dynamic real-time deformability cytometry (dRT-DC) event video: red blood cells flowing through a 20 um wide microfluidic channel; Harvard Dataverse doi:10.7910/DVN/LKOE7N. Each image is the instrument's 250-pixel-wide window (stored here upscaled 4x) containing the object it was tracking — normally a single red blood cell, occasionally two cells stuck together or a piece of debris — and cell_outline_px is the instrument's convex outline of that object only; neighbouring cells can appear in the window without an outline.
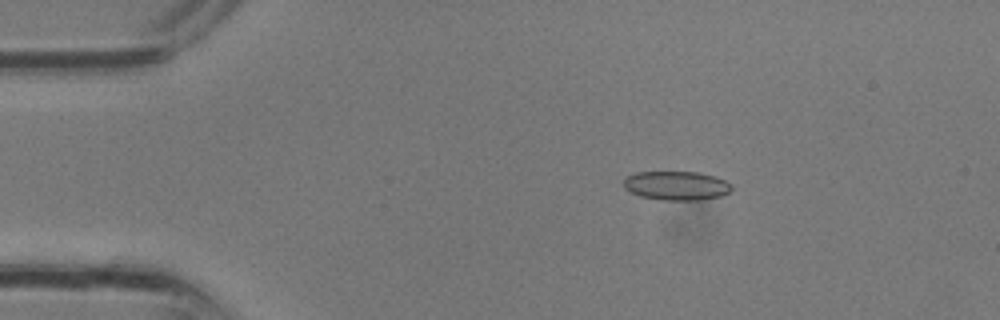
{"species": "common noctule bat (a hibernating species)", "species_latin": "Nyctalus noctula", "temperature_condition": "room temperature", "stored_images_in_passage": 3, "camera_frame_rate_fps": 3000, "um_per_image_px": 0.085, "animal": {"sex": "male", "body_mass_g": 13.3}, "frame": {"image": 1, "passage_image": 2, "time_ms": 0.333, "image_size_px": [1000, 320], "cell_outline_px": [[732, 188], [728, 192], [720, 196], [700, 200], [660, 200], [640, 196], [624, 188], [624, 180], [628, 176], [636, 172], [700, 172], [716, 176], [732, 184]], "centroid_in_image_um": [57.51, 15.78], "position_along_channel_um": 27.5, "area_um2": 18.26}}